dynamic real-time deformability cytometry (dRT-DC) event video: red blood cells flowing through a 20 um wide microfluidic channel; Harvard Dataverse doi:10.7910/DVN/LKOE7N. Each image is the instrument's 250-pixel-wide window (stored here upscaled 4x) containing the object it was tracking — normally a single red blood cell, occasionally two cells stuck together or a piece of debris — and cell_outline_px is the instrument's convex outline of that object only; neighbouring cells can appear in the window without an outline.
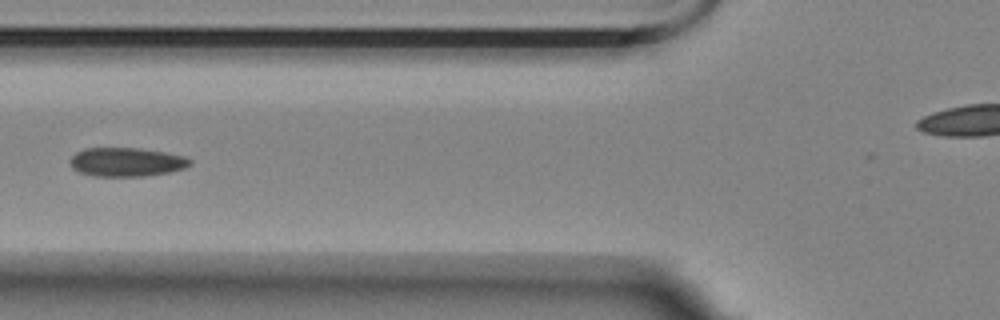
{"species": "Egyptian fruit bat (a non-hibernating species)", "species_latin": "Rousettus aegyptiacus", "temperature_condition": "room temperature", "stored_images_in_passage": 14, "camera_frame_rate_fps": 3000, "um_per_image_px": 0.085, "animal": {"sex": "female"}, "frame": {"image": 1, "passage_image": 4, "time_ms": 4.667, "image_size_px": [1000, 320], "cell_outline_px": [[192, 164], [184, 168], [168, 172], [144, 176], [96, 176], [80, 172], [72, 168], [68, 160], [76, 152], [84, 148], [136, 148], [164, 152], [184, 156], [192, 160]], "centroid_in_image_um": [10.73, 13.77], "position_along_channel_um": 115.1, "area_um2": 20.11}}
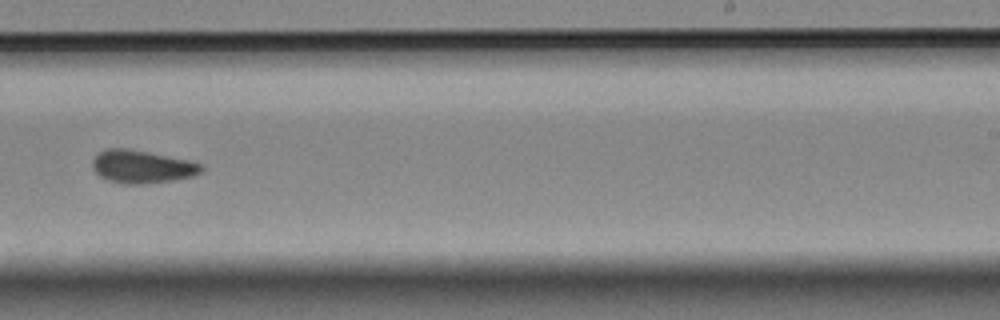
{"frame": {"image": 2, "passage_image": 8, "time_ms": 9.333, "image_size_px": [1000, 320], "cell_outline_px": [[204, 168], [200, 172], [192, 176], [172, 180], [136, 184], [120, 184], [108, 180], [100, 176], [92, 168], [92, 160], [100, 152], [108, 148], [128, 148], [192, 160], [200, 164]], "centroid_in_image_um": [12.06, 14.15], "position_along_channel_um": 276.9, "area_um2": 20.87}}
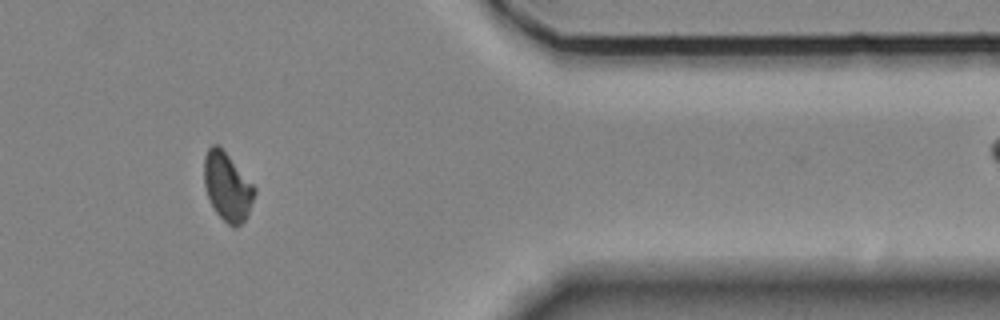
{"frame": {"image": 3, "passage_image": 11, "time_ms": 13.333, "image_size_px": [1000, 320], "cell_outline_px": [[256, 192], [248, 216], [236, 228], [232, 228], [216, 212], [208, 196], [204, 184], [204, 156], [208, 148], [212, 144], [216, 144], [228, 156], [256, 188]], "centroid_in_image_um": [19.33, 15.9], "position_along_channel_um": 392.1, "area_um2": 19.77}}